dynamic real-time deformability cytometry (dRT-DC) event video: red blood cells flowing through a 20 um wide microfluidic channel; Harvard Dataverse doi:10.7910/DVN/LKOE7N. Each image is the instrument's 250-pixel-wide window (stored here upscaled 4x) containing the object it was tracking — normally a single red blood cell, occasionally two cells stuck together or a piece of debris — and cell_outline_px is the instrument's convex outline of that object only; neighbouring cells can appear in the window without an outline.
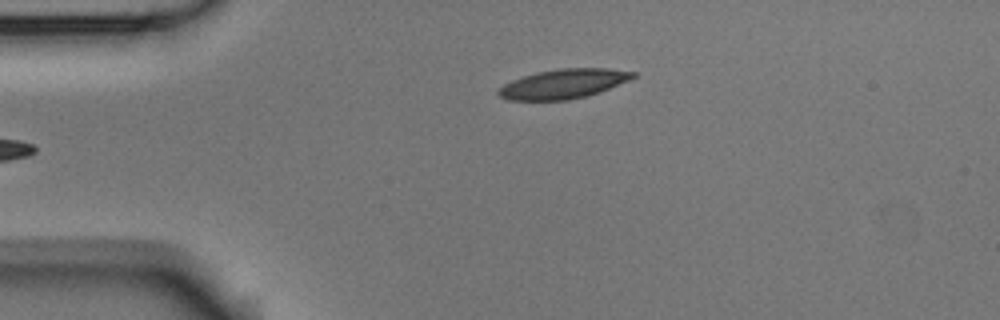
{"species": "Egyptian fruit bat (a non-hibernating species)", "species_latin": "Rousettus aegyptiacus", "temperature_condition": "room temperature", "stored_images_in_passage": 6, "camera_frame_rate_fps": 3000, "um_per_image_px": 0.085, "animal": {"sex": "male"}, "frame": {"image": 1, "passage_image": 6, "time_ms": 1.667, "image_size_px": [1000, 320], "cell_outline_px": [[636, 76], [628, 80], [600, 92], [568, 100], [508, 100], [500, 96], [496, 92], [504, 84], [512, 80], [536, 72], [560, 68], [604, 68], [636, 72]], "centroid_in_image_um": [47.88, 7.12], "position_along_channel_um": 37.1, "area_um2": 22.89}}